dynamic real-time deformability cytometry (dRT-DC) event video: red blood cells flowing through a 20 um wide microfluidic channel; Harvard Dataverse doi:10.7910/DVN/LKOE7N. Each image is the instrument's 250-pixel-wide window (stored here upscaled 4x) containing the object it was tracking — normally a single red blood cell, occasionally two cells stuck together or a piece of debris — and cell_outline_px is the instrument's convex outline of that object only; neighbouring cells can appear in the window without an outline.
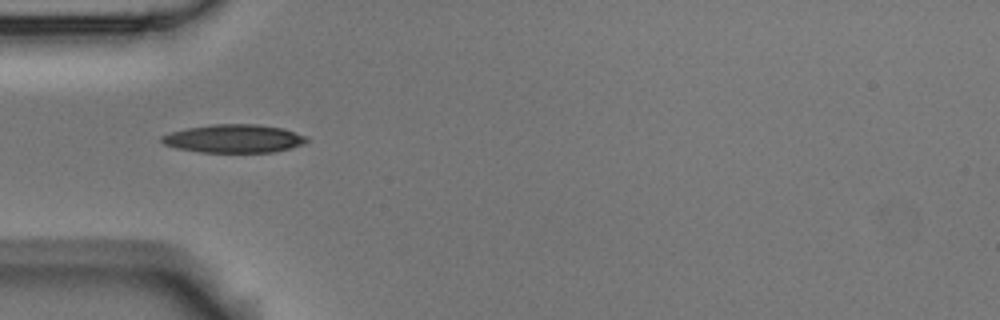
{"species": "Egyptian fruit bat (a non-hibernating species)", "species_latin": "Rousettus aegyptiacus", "temperature_condition": "room temperature", "stored_images_in_passage": 5, "camera_frame_rate_fps": 3000, "um_per_image_px": 0.085, "animal": {"sex": "male"}, "frame": {"image": 1, "passage_image": 2, "time_ms": 0.333, "image_size_px": [1000, 320], "cell_outline_px": [[308, 140], [304, 144], [292, 148], [276, 152], [200, 152], [176, 148], [164, 144], [160, 140], [160, 136], [172, 132], [188, 128], [212, 124], [256, 124], [284, 128], [308, 136]], "centroid_in_image_um": [19.93, 11.78], "position_along_channel_um": 65.1, "area_um2": 24.04}}
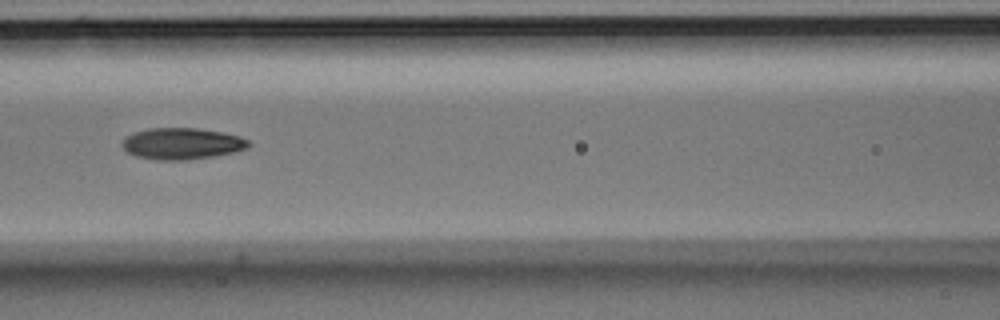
{"frame": {"image": 2, "passage_image": 4, "time_ms": 1.0, "image_size_px": [1000, 320], "cell_outline_px": [[252, 144], [248, 148], [236, 152], [188, 160], [160, 160], [136, 156], [128, 152], [120, 144], [124, 136], [132, 132], [148, 128], [196, 128], [224, 132], [240, 136], [248, 140]], "centroid_in_image_um": [15.47, 12.2], "position_along_channel_um": 151.1, "area_um2": 23.47}}
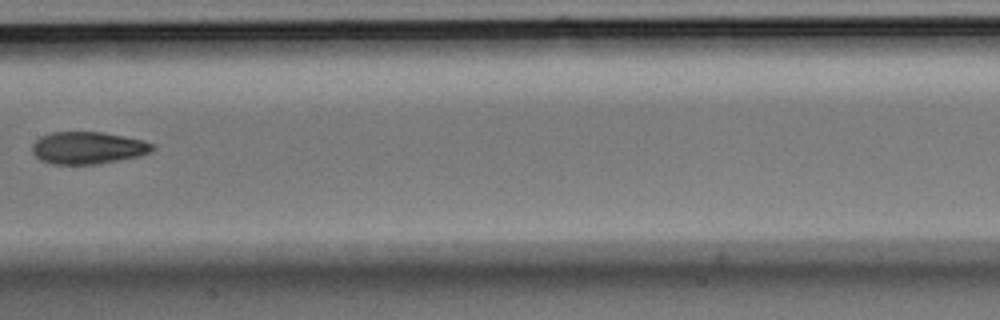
{"frame": {"image": 3, "passage_image": 5, "time_ms": 1.333, "image_size_px": [1000, 320], "cell_outline_px": [[156, 148], [140, 156], [100, 164], [52, 164], [40, 160], [32, 152], [32, 144], [40, 136], [52, 132], [104, 132], [144, 140], [156, 144]], "centroid_in_image_um": [7.49, 12.56], "position_along_channel_um": 199.9, "area_um2": 22.83}}